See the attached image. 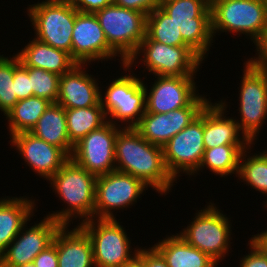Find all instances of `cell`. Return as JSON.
Returning <instances> with one entry per match:
<instances>
[{"label":"cell","instance_id":"obj_27","mask_svg":"<svg viewBox=\"0 0 267 267\" xmlns=\"http://www.w3.org/2000/svg\"><path fill=\"white\" fill-rule=\"evenodd\" d=\"M249 145L251 144H226L205 149L201 164L193 177L200 175L203 169H209L212 174L224 178L232 174L237 176L240 157Z\"/></svg>","mask_w":267,"mask_h":267},{"label":"cell","instance_id":"obj_2","mask_svg":"<svg viewBox=\"0 0 267 267\" xmlns=\"http://www.w3.org/2000/svg\"><path fill=\"white\" fill-rule=\"evenodd\" d=\"M97 176L75 163L71 158L48 181L49 187L65 204L57 211L48 212L61 225H71L77 218L78 224L94 218Z\"/></svg>","mask_w":267,"mask_h":267},{"label":"cell","instance_id":"obj_14","mask_svg":"<svg viewBox=\"0 0 267 267\" xmlns=\"http://www.w3.org/2000/svg\"><path fill=\"white\" fill-rule=\"evenodd\" d=\"M165 167L177 181L181 174L189 175L198 170L205 151L203 142V110L188 126L172 137L163 147Z\"/></svg>","mask_w":267,"mask_h":267},{"label":"cell","instance_id":"obj_43","mask_svg":"<svg viewBox=\"0 0 267 267\" xmlns=\"http://www.w3.org/2000/svg\"><path fill=\"white\" fill-rule=\"evenodd\" d=\"M171 1V0H155L156 2V8L160 7L161 5H163L164 3Z\"/></svg>","mask_w":267,"mask_h":267},{"label":"cell","instance_id":"obj_15","mask_svg":"<svg viewBox=\"0 0 267 267\" xmlns=\"http://www.w3.org/2000/svg\"><path fill=\"white\" fill-rule=\"evenodd\" d=\"M122 128L107 122L91 131L74 144L70 158L96 176L115 171V140Z\"/></svg>","mask_w":267,"mask_h":267},{"label":"cell","instance_id":"obj_45","mask_svg":"<svg viewBox=\"0 0 267 267\" xmlns=\"http://www.w3.org/2000/svg\"><path fill=\"white\" fill-rule=\"evenodd\" d=\"M264 2H265V5H266V10H267V0H264Z\"/></svg>","mask_w":267,"mask_h":267},{"label":"cell","instance_id":"obj_33","mask_svg":"<svg viewBox=\"0 0 267 267\" xmlns=\"http://www.w3.org/2000/svg\"><path fill=\"white\" fill-rule=\"evenodd\" d=\"M29 79L33 96L57 103L60 76L39 68L29 67Z\"/></svg>","mask_w":267,"mask_h":267},{"label":"cell","instance_id":"obj_22","mask_svg":"<svg viewBox=\"0 0 267 267\" xmlns=\"http://www.w3.org/2000/svg\"><path fill=\"white\" fill-rule=\"evenodd\" d=\"M75 226L71 230L69 225H61L53 238L58 267H95L90 238L78 224Z\"/></svg>","mask_w":267,"mask_h":267},{"label":"cell","instance_id":"obj_32","mask_svg":"<svg viewBox=\"0 0 267 267\" xmlns=\"http://www.w3.org/2000/svg\"><path fill=\"white\" fill-rule=\"evenodd\" d=\"M0 54V111L5 116L18 102L15 94L14 55Z\"/></svg>","mask_w":267,"mask_h":267},{"label":"cell","instance_id":"obj_7","mask_svg":"<svg viewBox=\"0 0 267 267\" xmlns=\"http://www.w3.org/2000/svg\"><path fill=\"white\" fill-rule=\"evenodd\" d=\"M27 16L35 39L71 56L72 31L78 11L71 0H43L28 5Z\"/></svg>","mask_w":267,"mask_h":267},{"label":"cell","instance_id":"obj_18","mask_svg":"<svg viewBox=\"0 0 267 267\" xmlns=\"http://www.w3.org/2000/svg\"><path fill=\"white\" fill-rule=\"evenodd\" d=\"M9 138L11 148L18 151L26 166L47 182L70 159L64 150L47 143L31 132H21Z\"/></svg>","mask_w":267,"mask_h":267},{"label":"cell","instance_id":"obj_19","mask_svg":"<svg viewBox=\"0 0 267 267\" xmlns=\"http://www.w3.org/2000/svg\"><path fill=\"white\" fill-rule=\"evenodd\" d=\"M204 108L183 107L166 114L145 111L135 129L149 143L163 147L172 137L196 119Z\"/></svg>","mask_w":267,"mask_h":267},{"label":"cell","instance_id":"obj_30","mask_svg":"<svg viewBox=\"0 0 267 267\" xmlns=\"http://www.w3.org/2000/svg\"><path fill=\"white\" fill-rule=\"evenodd\" d=\"M65 114L69 140L73 145L108 122L100 102L87 108H65Z\"/></svg>","mask_w":267,"mask_h":267},{"label":"cell","instance_id":"obj_29","mask_svg":"<svg viewBox=\"0 0 267 267\" xmlns=\"http://www.w3.org/2000/svg\"><path fill=\"white\" fill-rule=\"evenodd\" d=\"M255 144L249 145L242 153L239 162V170L236 177L237 180L250 186L251 189L267 196V149L250 153ZM263 207L267 208V200L263 201Z\"/></svg>","mask_w":267,"mask_h":267},{"label":"cell","instance_id":"obj_39","mask_svg":"<svg viewBox=\"0 0 267 267\" xmlns=\"http://www.w3.org/2000/svg\"><path fill=\"white\" fill-rule=\"evenodd\" d=\"M113 3L128 9H134L148 15L156 8L155 0H113Z\"/></svg>","mask_w":267,"mask_h":267},{"label":"cell","instance_id":"obj_16","mask_svg":"<svg viewBox=\"0 0 267 267\" xmlns=\"http://www.w3.org/2000/svg\"><path fill=\"white\" fill-rule=\"evenodd\" d=\"M119 57L109 46L94 13L78 12L72 31L71 58L77 64L115 61ZM92 62V63H91Z\"/></svg>","mask_w":267,"mask_h":267},{"label":"cell","instance_id":"obj_28","mask_svg":"<svg viewBox=\"0 0 267 267\" xmlns=\"http://www.w3.org/2000/svg\"><path fill=\"white\" fill-rule=\"evenodd\" d=\"M51 103L37 96L19 100L5 115L10 137L21 132H30Z\"/></svg>","mask_w":267,"mask_h":267},{"label":"cell","instance_id":"obj_24","mask_svg":"<svg viewBox=\"0 0 267 267\" xmlns=\"http://www.w3.org/2000/svg\"><path fill=\"white\" fill-rule=\"evenodd\" d=\"M24 67H33L59 76L69 72L77 63L66 51L31 38L24 48L16 53Z\"/></svg>","mask_w":267,"mask_h":267},{"label":"cell","instance_id":"obj_4","mask_svg":"<svg viewBox=\"0 0 267 267\" xmlns=\"http://www.w3.org/2000/svg\"><path fill=\"white\" fill-rule=\"evenodd\" d=\"M204 207L197 210L193 220L191 219L187 227L184 226L177 234L220 264L232 249L231 218H228L212 200Z\"/></svg>","mask_w":267,"mask_h":267},{"label":"cell","instance_id":"obj_5","mask_svg":"<svg viewBox=\"0 0 267 267\" xmlns=\"http://www.w3.org/2000/svg\"><path fill=\"white\" fill-rule=\"evenodd\" d=\"M210 9L213 38L224 32L243 34L255 43L267 29L264 0H211Z\"/></svg>","mask_w":267,"mask_h":267},{"label":"cell","instance_id":"obj_9","mask_svg":"<svg viewBox=\"0 0 267 267\" xmlns=\"http://www.w3.org/2000/svg\"><path fill=\"white\" fill-rule=\"evenodd\" d=\"M243 65L237 99L240 118L235 117V121L248 141L256 144L263 124L267 120V71L254 68L246 58Z\"/></svg>","mask_w":267,"mask_h":267},{"label":"cell","instance_id":"obj_12","mask_svg":"<svg viewBox=\"0 0 267 267\" xmlns=\"http://www.w3.org/2000/svg\"><path fill=\"white\" fill-rule=\"evenodd\" d=\"M154 83L146 92V112L168 113L183 107H206L211 97L198 93L196 76H153ZM157 78V79H156ZM204 95V96H203Z\"/></svg>","mask_w":267,"mask_h":267},{"label":"cell","instance_id":"obj_13","mask_svg":"<svg viewBox=\"0 0 267 267\" xmlns=\"http://www.w3.org/2000/svg\"><path fill=\"white\" fill-rule=\"evenodd\" d=\"M148 188L140 179L116 170L97 176L94 218L117 219L114 212L131 208Z\"/></svg>","mask_w":267,"mask_h":267},{"label":"cell","instance_id":"obj_37","mask_svg":"<svg viewBox=\"0 0 267 267\" xmlns=\"http://www.w3.org/2000/svg\"><path fill=\"white\" fill-rule=\"evenodd\" d=\"M137 255L145 262V267H168L162 255L153 246H141Z\"/></svg>","mask_w":267,"mask_h":267},{"label":"cell","instance_id":"obj_20","mask_svg":"<svg viewBox=\"0 0 267 267\" xmlns=\"http://www.w3.org/2000/svg\"><path fill=\"white\" fill-rule=\"evenodd\" d=\"M89 66L90 64H76L60 76L58 104L64 108H87L100 102L101 84L93 74L87 73L90 71L87 70Z\"/></svg>","mask_w":267,"mask_h":267},{"label":"cell","instance_id":"obj_40","mask_svg":"<svg viewBox=\"0 0 267 267\" xmlns=\"http://www.w3.org/2000/svg\"><path fill=\"white\" fill-rule=\"evenodd\" d=\"M78 12L95 13L113 3V0H71Z\"/></svg>","mask_w":267,"mask_h":267},{"label":"cell","instance_id":"obj_10","mask_svg":"<svg viewBox=\"0 0 267 267\" xmlns=\"http://www.w3.org/2000/svg\"><path fill=\"white\" fill-rule=\"evenodd\" d=\"M160 8L179 26L183 41L203 60L213 40L209 0H171Z\"/></svg>","mask_w":267,"mask_h":267},{"label":"cell","instance_id":"obj_6","mask_svg":"<svg viewBox=\"0 0 267 267\" xmlns=\"http://www.w3.org/2000/svg\"><path fill=\"white\" fill-rule=\"evenodd\" d=\"M203 61L189 46H169L146 35L126 64L139 67L141 63L145 67L143 71L153 76H196L203 66L201 64L205 63Z\"/></svg>","mask_w":267,"mask_h":267},{"label":"cell","instance_id":"obj_17","mask_svg":"<svg viewBox=\"0 0 267 267\" xmlns=\"http://www.w3.org/2000/svg\"><path fill=\"white\" fill-rule=\"evenodd\" d=\"M30 221L31 219L7 246L4 255L0 258V267H16L33 262L40 252L52 244L56 231L61 226L59 222L48 216L28 226Z\"/></svg>","mask_w":267,"mask_h":267},{"label":"cell","instance_id":"obj_3","mask_svg":"<svg viewBox=\"0 0 267 267\" xmlns=\"http://www.w3.org/2000/svg\"><path fill=\"white\" fill-rule=\"evenodd\" d=\"M121 66L128 73L109 81L104 93L100 89V103L108 122L123 128H135L146 111L145 76L141 79L135 75L134 68L126 63Z\"/></svg>","mask_w":267,"mask_h":267},{"label":"cell","instance_id":"obj_44","mask_svg":"<svg viewBox=\"0 0 267 267\" xmlns=\"http://www.w3.org/2000/svg\"><path fill=\"white\" fill-rule=\"evenodd\" d=\"M16 267H36L33 262L18 265Z\"/></svg>","mask_w":267,"mask_h":267},{"label":"cell","instance_id":"obj_38","mask_svg":"<svg viewBox=\"0 0 267 267\" xmlns=\"http://www.w3.org/2000/svg\"><path fill=\"white\" fill-rule=\"evenodd\" d=\"M33 263L36 267H58L57 248L52 243L44 251L40 252Z\"/></svg>","mask_w":267,"mask_h":267},{"label":"cell","instance_id":"obj_35","mask_svg":"<svg viewBox=\"0 0 267 267\" xmlns=\"http://www.w3.org/2000/svg\"><path fill=\"white\" fill-rule=\"evenodd\" d=\"M255 57L246 59L254 68L267 71V29L262 33L260 38L254 43Z\"/></svg>","mask_w":267,"mask_h":267},{"label":"cell","instance_id":"obj_8","mask_svg":"<svg viewBox=\"0 0 267 267\" xmlns=\"http://www.w3.org/2000/svg\"><path fill=\"white\" fill-rule=\"evenodd\" d=\"M99 20L110 48L125 64L137 51L146 36V14L114 3L94 13Z\"/></svg>","mask_w":267,"mask_h":267},{"label":"cell","instance_id":"obj_26","mask_svg":"<svg viewBox=\"0 0 267 267\" xmlns=\"http://www.w3.org/2000/svg\"><path fill=\"white\" fill-rule=\"evenodd\" d=\"M30 132L71 156L74 145L68 136L65 108L60 104L51 103Z\"/></svg>","mask_w":267,"mask_h":267},{"label":"cell","instance_id":"obj_41","mask_svg":"<svg viewBox=\"0 0 267 267\" xmlns=\"http://www.w3.org/2000/svg\"><path fill=\"white\" fill-rule=\"evenodd\" d=\"M250 241L258 247L267 256V229L261 231L249 238Z\"/></svg>","mask_w":267,"mask_h":267},{"label":"cell","instance_id":"obj_23","mask_svg":"<svg viewBox=\"0 0 267 267\" xmlns=\"http://www.w3.org/2000/svg\"><path fill=\"white\" fill-rule=\"evenodd\" d=\"M27 196L0 198V258L22 227L35 215L36 199Z\"/></svg>","mask_w":267,"mask_h":267},{"label":"cell","instance_id":"obj_42","mask_svg":"<svg viewBox=\"0 0 267 267\" xmlns=\"http://www.w3.org/2000/svg\"><path fill=\"white\" fill-rule=\"evenodd\" d=\"M121 267H145V262L138 255H135L129 262H126Z\"/></svg>","mask_w":267,"mask_h":267},{"label":"cell","instance_id":"obj_34","mask_svg":"<svg viewBox=\"0 0 267 267\" xmlns=\"http://www.w3.org/2000/svg\"><path fill=\"white\" fill-rule=\"evenodd\" d=\"M14 54V77L15 82V94L18 101L33 96L30 79H29V67H24L18 58Z\"/></svg>","mask_w":267,"mask_h":267},{"label":"cell","instance_id":"obj_11","mask_svg":"<svg viewBox=\"0 0 267 267\" xmlns=\"http://www.w3.org/2000/svg\"><path fill=\"white\" fill-rule=\"evenodd\" d=\"M120 223L116 219L92 218L78 224L90 238L95 267H121L137 255L139 245L132 248Z\"/></svg>","mask_w":267,"mask_h":267},{"label":"cell","instance_id":"obj_31","mask_svg":"<svg viewBox=\"0 0 267 267\" xmlns=\"http://www.w3.org/2000/svg\"><path fill=\"white\" fill-rule=\"evenodd\" d=\"M146 35L169 46H188L182 39L179 26L160 7L146 16Z\"/></svg>","mask_w":267,"mask_h":267},{"label":"cell","instance_id":"obj_21","mask_svg":"<svg viewBox=\"0 0 267 267\" xmlns=\"http://www.w3.org/2000/svg\"><path fill=\"white\" fill-rule=\"evenodd\" d=\"M229 102L211 101L203 109V142L205 149L226 144H251L241 133L234 117H227Z\"/></svg>","mask_w":267,"mask_h":267},{"label":"cell","instance_id":"obj_1","mask_svg":"<svg viewBox=\"0 0 267 267\" xmlns=\"http://www.w3.org/2000/svg\"><path fill=\"white\" fill-rule=\"evenodd\" d=\"M115 170L140 179L161 196L178 183L165 167L162 147L149 143L135 128H122L117 134Z\"/></svg>","mask_w":267,"mask_h":267},{"label":"cell","instance_id":"obj_36","mask_svg":"<svg viewBox=\"0 0 267 267\" xmlns=\"http://www.w3.org/2000/svg\"><path fill=\"white\" fill-rule=\"evenodd\" d=\"M247 246L250 249L248 254L242 256L239 260L240 267H267V256L256 247L250 240Z\"/></svg>","mask_w":267,"mask_h":267},{"label":"cell","instance_id":"obj_25","mask_svg":"<svg viewBox=\"0 0 267 267\" xmlns=\"http://www.w3.org/2000/svg\"><path fill=\"white\" fill-rule=\"evenodd\" d=\"M168 267H218L207 254L191 246L180 235L170 234L152 245Z\"/></svg>","mask_w":267,"mask_h":267}]
</instances>
